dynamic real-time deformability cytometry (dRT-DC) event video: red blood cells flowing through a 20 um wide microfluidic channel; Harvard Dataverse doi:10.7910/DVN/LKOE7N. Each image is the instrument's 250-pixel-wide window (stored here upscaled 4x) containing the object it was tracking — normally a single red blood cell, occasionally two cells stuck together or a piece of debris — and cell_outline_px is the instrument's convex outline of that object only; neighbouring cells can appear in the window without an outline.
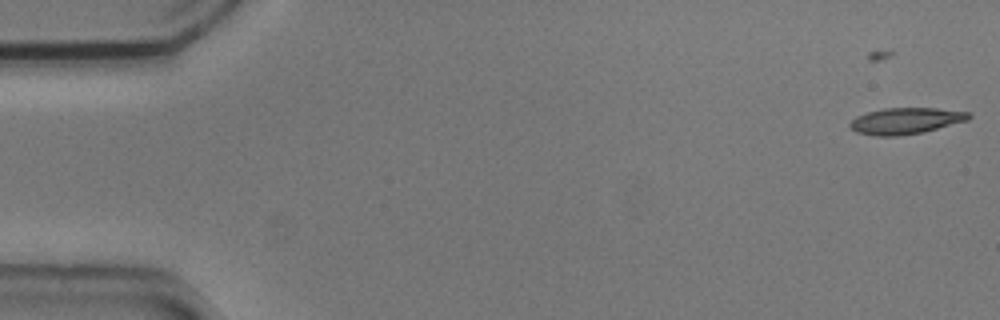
{"species": "common noctule bat (a hibernating species)", "species_latin": "Nyctalus noctula", "temperature_condition": "cold", "stored_images_in_passage": 5, "camera_frame_rate_fps": 3000, "um_per_image_px": 0.085, "animal": {"sex": "male", "body_mass_g": 20.5, "forearm_length_mm": 52.5}, "frame": {"image": 1, "passage_image": 1, "time_ms": 0.0, "image_size_px": [1000, 320], "cell_outline_px": [[972, 116], [968, 120], [924, 132], [896, 136], [876, 136], [856, 132], [848, 124], [856, 116], [868, 112], [884, 108], [936, 108], [972, 112]], "centroid_in_image_um": [77.01, 10.27], "position_along_channel_um": 8.0, "area_um2": 18.26}}
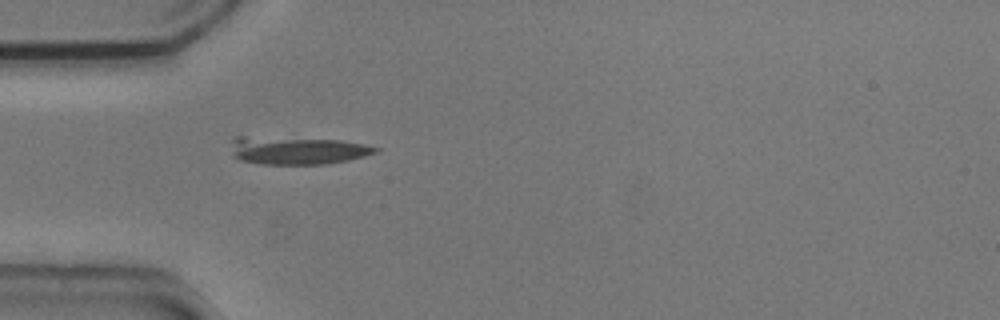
{"frame": {"image": 2, "passage_image": 5, "time_ms": 1.333, "image_size_px": [1000, 320], "cell_outline_px": [[380, 152], [348, 160], [328, 164], [260, 164], [240, 160], [232, 156], [232, 136], [244, 136], [340, 140], [364, 144], [380, 148]], "centroid_in_image_um": [25.25, 12.79], "position_along_channel_um": 59.7, "area_um2": 23.58}}